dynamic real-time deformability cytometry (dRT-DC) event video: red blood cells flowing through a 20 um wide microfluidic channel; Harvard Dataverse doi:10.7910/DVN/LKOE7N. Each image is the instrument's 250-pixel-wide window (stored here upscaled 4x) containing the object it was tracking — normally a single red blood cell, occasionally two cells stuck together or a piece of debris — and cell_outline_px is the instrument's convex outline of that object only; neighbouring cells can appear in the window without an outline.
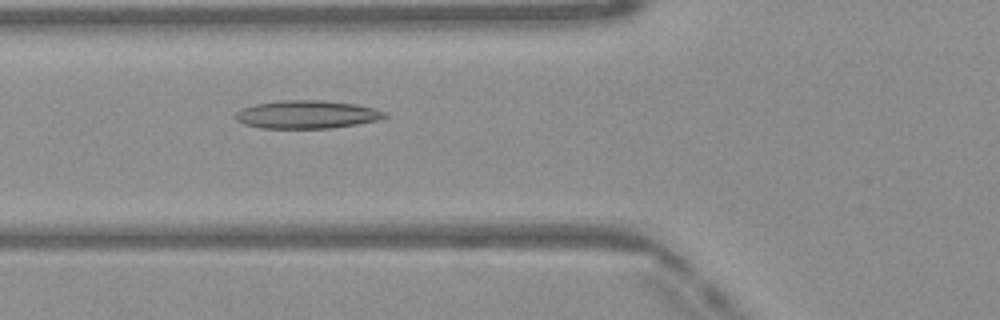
{"species": "Egyptian fruit bat (a non-hibernating species)", "species_latin": "Rousettus aegyptiacus", "temperature_condition": "warm", "stored_images_in_passage": 49, "camera_frame_rate_fps": 3000, "um_per_image_px": 0.085, "frame": {"image": 1, "passage_image": 18, "time_ms": 5.667, "image_size_px": [1000, 320], "cell_outline_px": [[388, 116], [376, 120], [356, 124], [332, 128], [260, 128], [244, 124], [236, 120], [236, 112], [244, 108], [256, 104], [284, 100], [320, 100], [356, 104], [388, 112]], "centroid_in_image_um": [26.1, 9.73], "position_along_channel_um": 99.7, "area_um2": 24.22}}
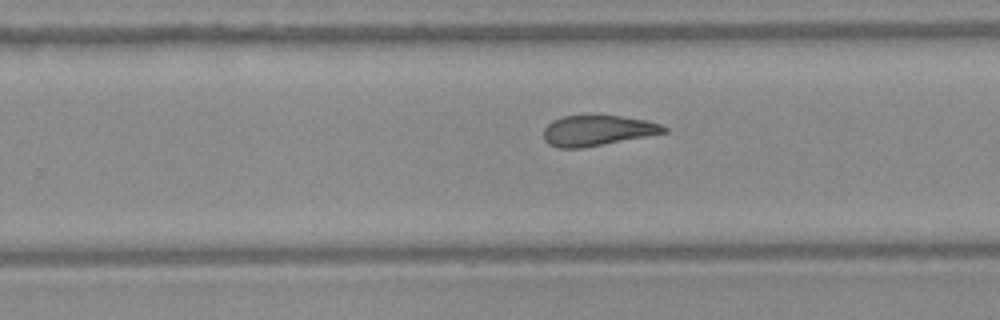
{"frame": {"image": 2, "passage_image": 31, "time_ms": 10.0, "image_size_px": [1000, 320], "cell_outline_px": [[668, 132], [584, 148], [556, 148], [548, 144], [544, 140], [544, 128], [552, 120], [564, 116], [596, 112], [648, 120], [660, 124], [668, 128]], "centroid_in_image_um": [50.77, 11.05], "position_along_channel_um": 279.0, "area_um2": 22.25}}
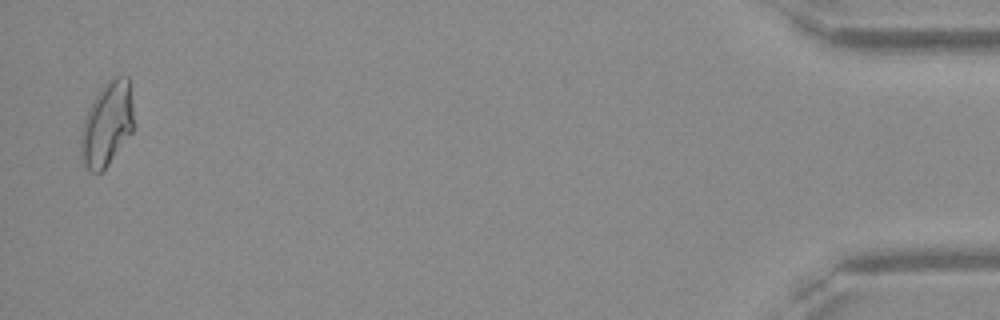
{"frame": {"image": 3, "passage_image": 48, "time_ms": 15.667, "image_size_px": [1000, 320], "cell_outline_px": [[132, 132], [108, 164], [100, 172], [92, 172], [84, 164], [80, 156], [80, 136], [84, 116], [92, 100], [100, 88], [112, 76], [128, 76], [132, 104]], "centroid_in_image_um": [9.06, 10.51], "position_along_channel_um": 426.1, "area_um2": 25.84}, "authors_computed_cell_mechanics": {"area_um2": 23.409, "velocity_mm_per_s": 4.1254, "shape_relaxation_time_tau1_ms": null, "shape_relaxation_time_tau2_ms": 1.5227, "deformation_change_tau1": null, "deformation_change_tau2": 0.094}}